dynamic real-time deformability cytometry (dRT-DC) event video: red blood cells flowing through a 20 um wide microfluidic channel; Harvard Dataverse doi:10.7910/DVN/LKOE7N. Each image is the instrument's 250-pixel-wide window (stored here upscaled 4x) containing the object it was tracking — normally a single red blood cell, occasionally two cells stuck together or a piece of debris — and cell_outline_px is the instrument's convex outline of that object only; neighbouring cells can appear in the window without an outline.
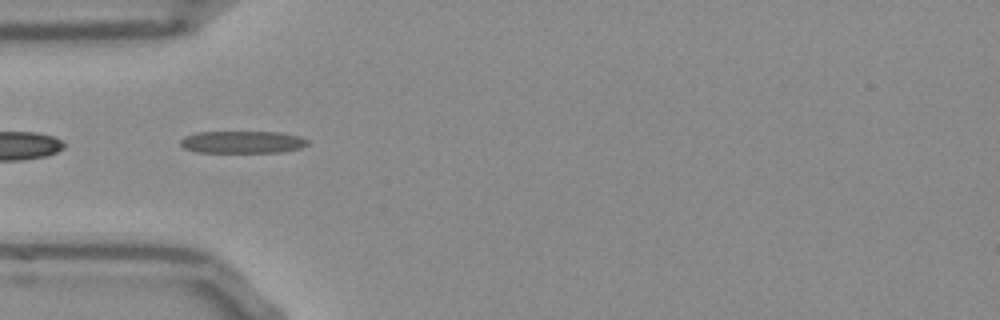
{"species": "Egyptian fruit bat (a non-hibernating species)", "species_latin": "Rousettus aegyptiacus", "temperature_condition": "room temperature", "stored_images_in_passage": 34, "segment_of_instrument_passage": [2, 2], "camera_frame_rate_fps": 3000, "um_per_image_px": 0.085, "frame": {"image": 1, "passage_image": 14, "time_ms": 4.333, "image_size_px": [1000, 320], "cell_outline_px": [[308, 144], [300, 148], [280, 152], [196, 152], [184, 148], [180, 144], [180, 140], [184, 136], [196, 132], [276, 132], [300, 136], [308, 140]], "centroid_in_image_um": [20.58, 12.07], "position_along_channel_um": 64.4, "area_um2": 16.47}}
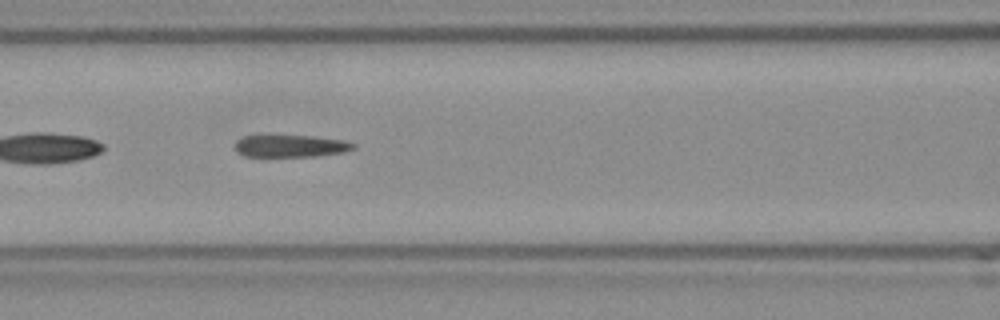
{"frame": {"image": 2, "passage_image": 20, "time_ms": 6.333, "image_size_px": [1000, 320], "cell_outline_px": [[356, 148], [344, 152], [316, 156], [244, 156], [236, 152], [236, 140], [244, 136], [312, 136], [344, 140], [356, 144]], "centroid_in_image_um": [24.73, 12.41], "position_along_channel_um": 141.9, "area_um2": 15.2}}